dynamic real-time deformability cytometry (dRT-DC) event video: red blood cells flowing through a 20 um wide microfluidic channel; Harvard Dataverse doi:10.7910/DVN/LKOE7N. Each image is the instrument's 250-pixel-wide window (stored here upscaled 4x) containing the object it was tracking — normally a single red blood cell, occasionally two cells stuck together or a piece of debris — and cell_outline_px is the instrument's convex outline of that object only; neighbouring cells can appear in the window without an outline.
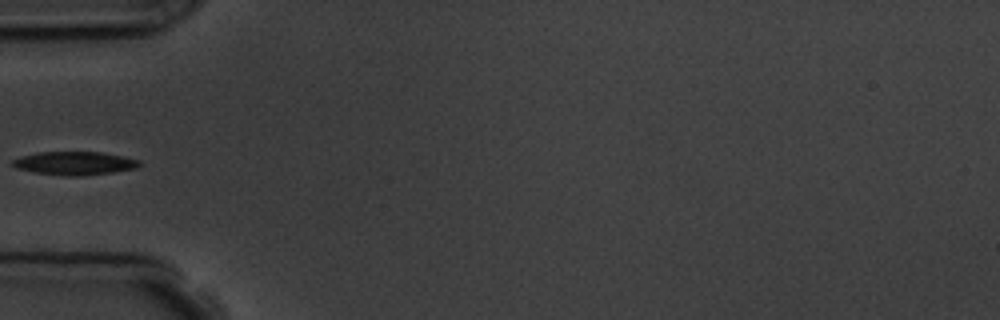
{"species": "common noctule bat (a hibernating species)", "species_latin": "Nyctalus noctula", "temperature_condition": "room temperature", "stored_images_in_passage": 6, "camera_frame_rate_fps": 3000, "um_per_image_px": 0.085, "animal": {"sex": "male", "body_mass_g": 19.5, "forearm_length_mm": 54.6}, "frame": {"image": 1, "passage_image": 5, "time_ms": 5.667, "image_size_px": [1000, 320], "cell_outline_px": [[140, 164], [136, 168], [112, 172], [80, 176], [64, 176], [36, 172], [16, 168], [12, 164], [12, 160], [20, 156], [40, 152], [100, 152], [140, 160]], "centroid_in_image_um": [6.31, 13.87], "position_along_channel_um": 78.7, "area_um2": 17.05}}